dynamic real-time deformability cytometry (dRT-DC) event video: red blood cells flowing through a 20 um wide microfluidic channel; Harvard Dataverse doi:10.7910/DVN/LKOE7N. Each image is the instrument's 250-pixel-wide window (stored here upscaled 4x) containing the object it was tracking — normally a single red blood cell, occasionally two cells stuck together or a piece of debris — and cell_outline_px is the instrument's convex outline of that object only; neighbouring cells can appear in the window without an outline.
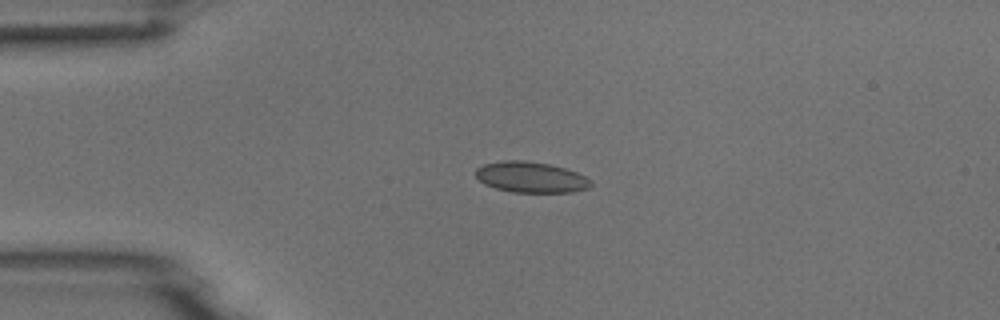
{"species": "common noctule bat (a hibernating species)", "species_latin": "Nyctalus noctula", "temperature_condition": "room temperature", "stored_images_in_passage": 7, "camera_frame_rate_fps": 3000, "um_per_image_px": 0.085, "animal": {"sex": "male", "body_mass_g": 18.8}, "frame": {"image": 1, "passage_image": 3, "time_ms": 2.333, "image_size_px": [1000, 320], "cell_outline_px": [[592, 184], [588, 188], [572, 192], [512, 192], [496, 188], [484, 184], [476, 176], [476, 168], [484, 164], [504, 160], [524, 160], [548, 164], [564, 168], [576, 172], [592, 180]], "centroid_in_image_um": [45.12, 15.06], "position_along_channel_um": 39.9, "area_um2": 20.58}}